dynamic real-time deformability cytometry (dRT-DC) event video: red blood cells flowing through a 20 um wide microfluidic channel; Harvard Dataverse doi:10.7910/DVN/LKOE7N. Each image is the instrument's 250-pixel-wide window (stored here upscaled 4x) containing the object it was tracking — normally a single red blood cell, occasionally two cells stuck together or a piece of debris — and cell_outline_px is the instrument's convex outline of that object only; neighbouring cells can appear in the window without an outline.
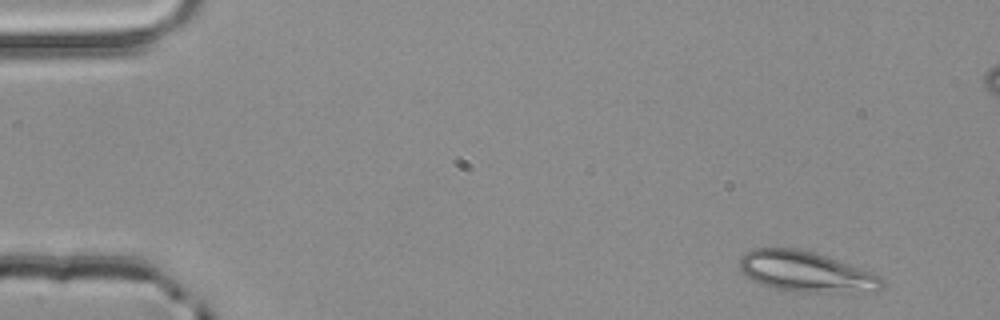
{"species": "common noctule bat (a hibernating species)", "species_latin": "Nyctalus noctula", "temperature_condition": "room temperature", "stored_images_in_passage": 4, "camera_frame_rate_fps": 3000, "um_per_image_px": 0.085, "animal": {"sex": "male", "body_mass_g": 20.4}, "frame": {"image": 1, "passage_image": 1, "time_ms": 0.0, "image_size_px": [1000, 320], "cell_outline_px": [[884, 288], [876, 292], [804, 292], [772, 288], [760, 284], [752, 280], [740, 272], [740, 256], [744, 252], [752, 248], [796, 248], [812, 252], [884, 276]], "centroid_in_image_um": [68.52, 23.11], "position_along_channel_um": 16.5, "area_um2": 33.87}}